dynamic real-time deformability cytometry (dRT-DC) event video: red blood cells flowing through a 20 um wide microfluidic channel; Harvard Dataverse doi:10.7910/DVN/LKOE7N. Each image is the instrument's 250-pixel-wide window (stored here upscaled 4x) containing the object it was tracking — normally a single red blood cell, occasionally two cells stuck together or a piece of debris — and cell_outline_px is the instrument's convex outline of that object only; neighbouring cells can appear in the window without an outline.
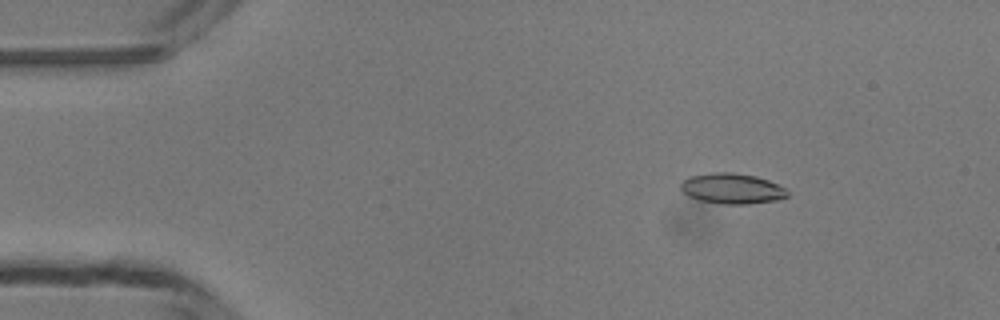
{"species": "common noctule bat (a hibernating species)", "species_latin": "Nyctalus noctula", "temperature_condition": "room temperature", "stored_images_in_passage": 40, "camera_frame_rate_fps": 3000, "um_per_image_px": 0.085, "animal": {"sex": "male", "body_mass_g": 13.3}, "frame": {"image": 1, "passage_image": 6, "time_ms": 1.667, "image_size_px": [1000, 320], "cell_outline_px": [[788, 196], [776, 200], [748, 204], [724, 204], [700, 200], [688, 196], [680, 188], [680, 184], [684, 180], [692, 176], [712, 172], [732, 172], [756, 176], [768, 180], [788, 188]], "centroid_in_image_um": [62.26, 16.02], "position_along_channel_um": 22.7, "area_um2": 18.96}}
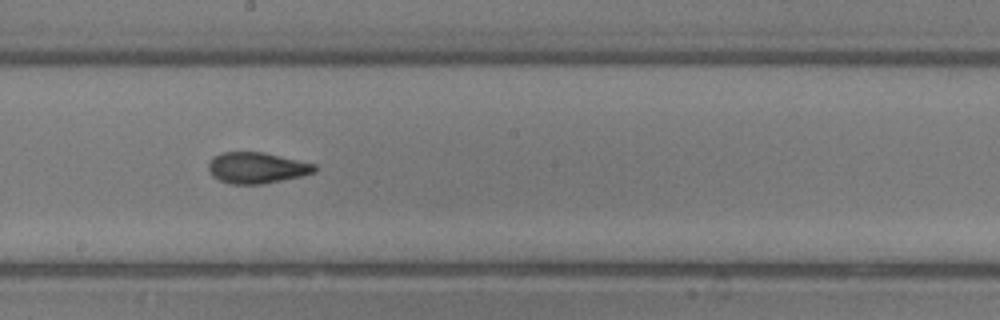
{"frame": {"image": 2, "passage_image": 26, "time_ms": 8.333, "image_size_px": [1000, 320], "cell_outline_px": [[316, 172], [300, 176], [260, 184], [232, 184], [220, 180], [212, 176], [208, 168], [208, 164], [212, 156], [224, 152], [264, 152], [316, 164]], "centroid_in_image_um": [21.81, 14.25], "position_along_channel_um": 226.4, "area_um2": 19.13}}
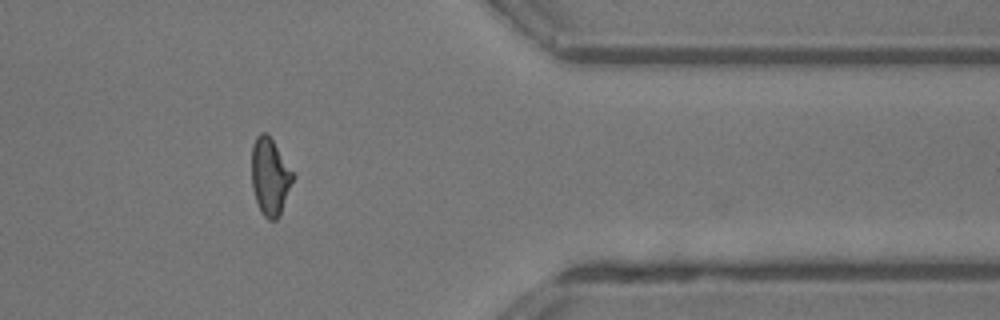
{"frame": {"image": 3, "passage_image": 39, "time_ms": 12.667, "image_size_px": [1000, 320], "cell_outline_px": [[296, 176], [280, 216], [276, 220], [268, 220], [260, 212], [252, 188], [252, 144], [256, 136], [260, 132], [264, 132], [272, 140]], "centroid_in_image_um": [22.96, 15.05], "position_along_channel_um": 388.4, "area_um2": 18.73}}